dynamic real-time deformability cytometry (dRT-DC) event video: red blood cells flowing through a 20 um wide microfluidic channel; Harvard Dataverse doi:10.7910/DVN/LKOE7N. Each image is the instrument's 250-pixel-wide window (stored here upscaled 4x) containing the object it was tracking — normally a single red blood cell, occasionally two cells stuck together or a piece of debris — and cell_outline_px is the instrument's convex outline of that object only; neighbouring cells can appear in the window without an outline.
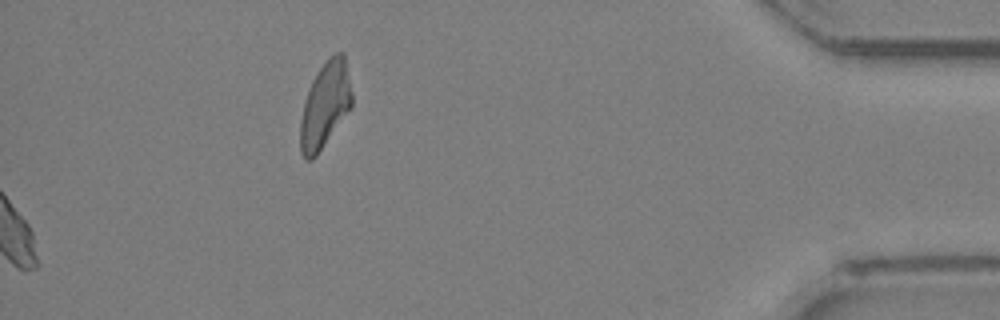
{"species": "Egyptian fruit bat (a non-hibernating species)", "species_latin": "Rousettus aegyptiacus", "temperature_condition": "room temperature", "stored_images_in_passage": 33, "camera_frame_rate_fps": 3000, "um_per_image_px": 0.085, "animal": {"sex": "female"}, "frame": {"image": 1, "passage_image": 33, "time_ms": 10.667, "image_size_px": [1000, 320], "cell_outline_px": [[352, 108], [316, 156], [312, 160], [304, 160], [300, 152], [300, 120], [304, 100], [308, 88], [316, 72], [328, 56], [336, 52], [344, 52], [352, 92]], "centroid_in_image_um": [27.63, 8.92], "position_along_channel_um": 407.6, "area_um2": 26.3}}